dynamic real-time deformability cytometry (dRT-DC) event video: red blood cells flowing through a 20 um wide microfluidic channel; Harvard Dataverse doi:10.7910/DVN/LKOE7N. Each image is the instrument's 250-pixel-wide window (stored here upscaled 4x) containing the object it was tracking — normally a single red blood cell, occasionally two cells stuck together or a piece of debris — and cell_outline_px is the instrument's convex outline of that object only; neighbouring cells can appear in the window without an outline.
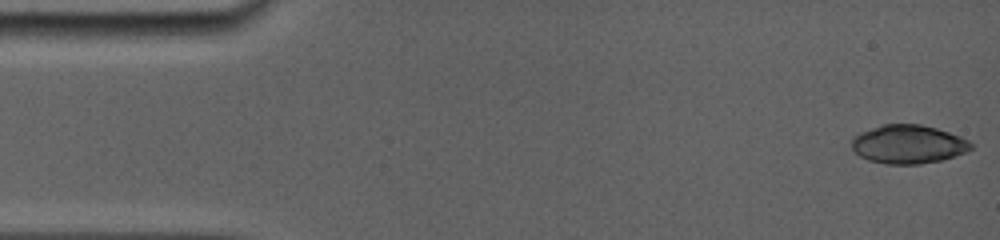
{"species": "common noctule bat (a hibernating species)", "species_latin": "Nyctalus noctula", "temperature_condition": "room temperature", "stored_images_in_passage": 19, "camera_frame_rate_fps": 5000, "um_per_image_px": 0.085, "animal": {"sex": "female", "body_mass_g": 19.0, "forearm_length_mm": 56.7}, "frame": {"image": 1, "passage_image": 1, "time_ms": 0.0, "image_size_px": [1000, 240], "cell_outline_px": [[972, 148], [964, 152], [940, 160], [920, 164], [888, 164], [868, 160], [860, 156], [852, 148], [852, 136], [860, 132], [884, 124], [920, 124], [936, 128], [960, 136], [968, 140], [972, 144]], "centroid_in_image_um": [77.17, 12.25], "position_along_channel_um": 7.8, "area_um2": 26.65}}
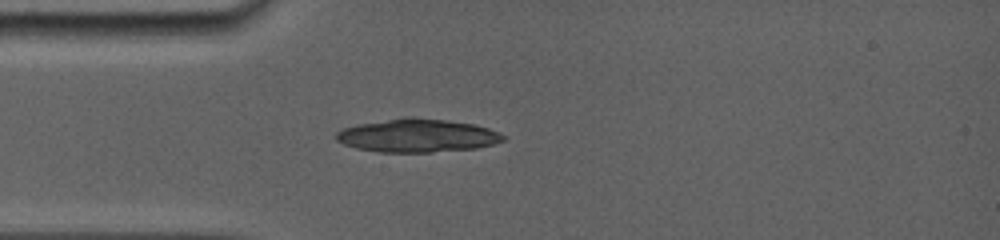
{"frame": {"image": 2, "passage_image": 19, "time_ms": 4.0, "image_size_px": [1000, 240], "cell_outline_px": [[508, 136], [504, 140], [492, 144], [476, 148], [432, 152], [380, 152], [356, 148], [344, 144], [336, 140], [336, 132], [340, 128], [356, 124], [404, 116], [412, 116], [448, 120], [472, 124], [488, 128], [500, 132]], "centroid_in_image_um": [35.45, 11.51], "position_along_channel_um": 49.6, "area_um2": 32.77}}